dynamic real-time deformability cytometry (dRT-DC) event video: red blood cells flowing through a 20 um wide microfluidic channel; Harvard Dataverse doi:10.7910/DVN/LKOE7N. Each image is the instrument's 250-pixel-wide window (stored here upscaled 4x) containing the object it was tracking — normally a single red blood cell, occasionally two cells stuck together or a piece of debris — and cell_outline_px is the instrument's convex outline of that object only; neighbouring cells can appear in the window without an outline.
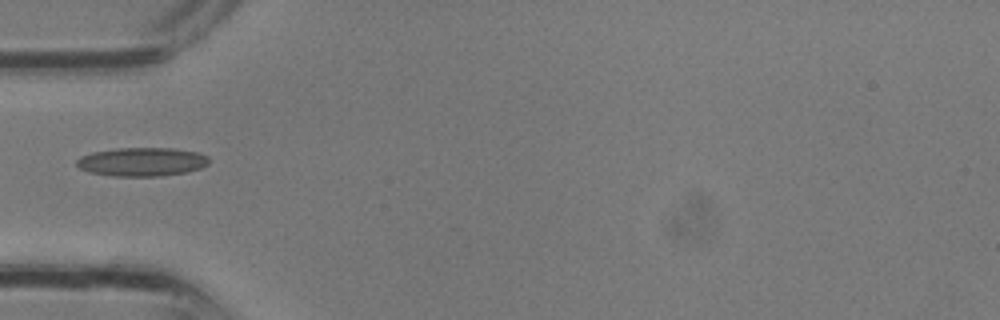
{"species": "common noctule bat (a hibernating species)", "species_latin": "Nyctalus noctula", "temperature_condition": "room temperature", "stored_images_in_passage": 1, "camera_frame_rate_fps": 3000, "um_per_image_px": 0.085, "animal": {"sex": "male", "body_mass_g": 13.3}, "frame": {"image": 1, "passage_image": 1, "time_ms": 0.0, "image_size_px": [1000, 320], "cell_outline_px": [[208, 164], [200, 168], [184, 172], [160, 176], [112, 176], [88, 172], [80, 168], [76, 164], [76, 160], [80, 156], [92, 152], [116, 148], [172, 148], [196, 152], [208, 156]], "centroid_in_image_um": [12.02, 13.75], "position_along_channel_um": 73.0, "area_um2": 22.08}}